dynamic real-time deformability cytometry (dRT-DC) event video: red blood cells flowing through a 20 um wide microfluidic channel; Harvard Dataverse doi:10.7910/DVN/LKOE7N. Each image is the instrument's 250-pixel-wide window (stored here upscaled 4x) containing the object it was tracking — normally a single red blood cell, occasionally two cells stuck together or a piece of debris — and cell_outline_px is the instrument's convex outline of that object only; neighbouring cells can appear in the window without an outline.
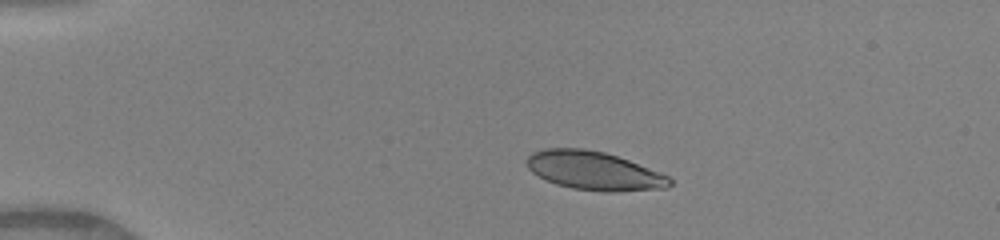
{"species": "human", "species_latin": "Homo sapiens", "temperature_condition": "warm", "stored_images_in_passage": 36, "camera_frame_rate_fps": 3000, "um_per_image_px": 0.085, "donor": {"sex": "female"}, "frame": {"image": 1, "passage_image": 1, "time_ms": 0.0, "image_size_px": [1000, 240], "cell_outline_px": [[672, 184], [668, 188], [616, 192], [604, 192], [572, 188], [556, 184], [532, 172], [528, 168], [524, 160], [532, 152], [544, 148], [584, 148], [604, 152], [628, 160], [660, 172], [668, 176], [672, 180]], "centroid_in_image_um": [50.49, 14.51], "position_along_channel_um": 34.5, "area_um2": 32.25}}
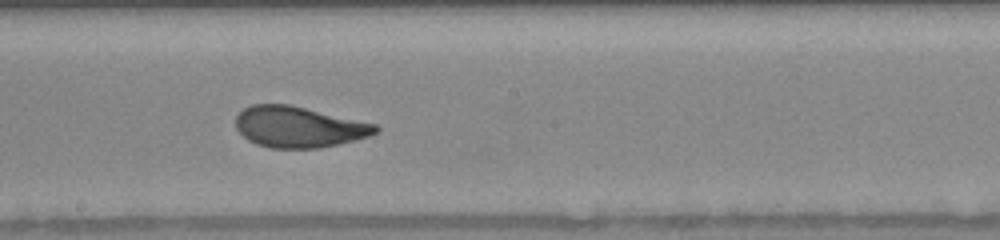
{"frame": {"image": 2, "passage_image": 19, "time_ms": 6.0, "image_size_px": [1000, 240], "cell_outline_px": [[380, 128], [376, 132], [368, 136], [356, 140], [320, 148], [268, 148], [256, 144], [248, 140], [236, 128], [236, 116], [244, 108], [252, 104], [288, 104], [376, 124]], "centroid_in_image_um": [25.37, 10.8], "position_along_channel_um": 222.8, "area_um2": 33.23}}
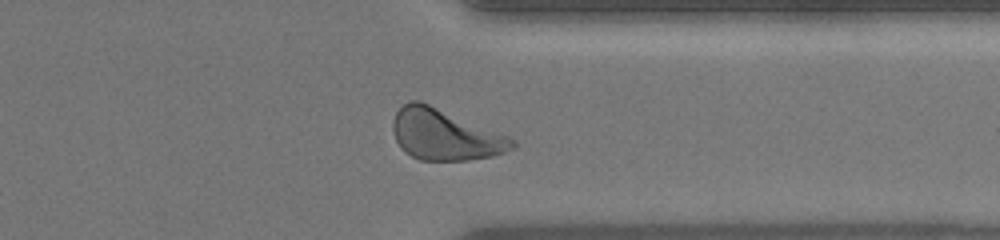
{"frame": {"image": 3, "passage_image": 30, "time_ms": 9.667, "image_size_px": [1000, 240], "cell_outline_px": [[516, 144], [512, 148], [504, 152], [492, 156], [468, 160], [420, 160], [404, 152], [400, 148], [396, 140], [392, 128], [392, 120], [396, 112], [404, 104], [412, 100], [420, 100], [508, 136], [516, 140]], "centroid_in_image_um": [37.79, 11.45], "position_along_channel_um": 373.6, "area_um2": 35.26}, "authors_computed_cell_mechanics": {"area_um2": 34.0442, "velocity_mm_per_s": 4.1139, "shape_relaxation_time_tau1_ms": 2.975, "shape_relaxation_time_tau2_ms": null, "deformation_change_tau1": 0.1753, "deformation_change_tau2": null}}